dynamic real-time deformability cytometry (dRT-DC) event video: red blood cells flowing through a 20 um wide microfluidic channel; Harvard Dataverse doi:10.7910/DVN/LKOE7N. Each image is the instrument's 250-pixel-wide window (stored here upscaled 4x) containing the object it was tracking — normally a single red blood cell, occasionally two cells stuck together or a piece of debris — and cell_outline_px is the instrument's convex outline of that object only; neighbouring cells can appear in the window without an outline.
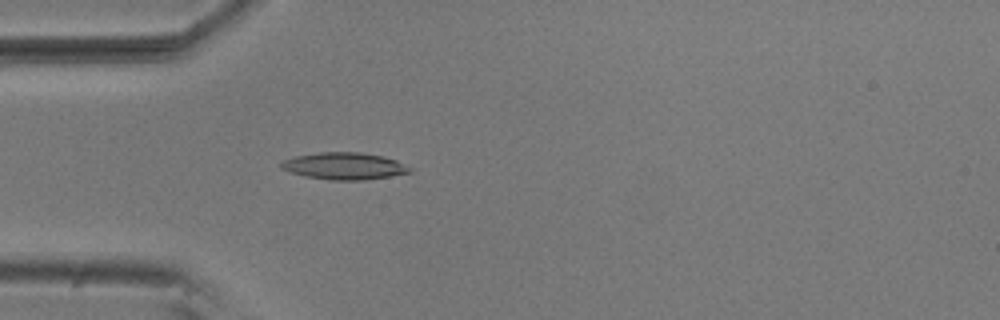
{"species": "common noctule bat (a hibernating species)", "species_latin": "Nyctalus noctula", "temperature_condition": "room temperature", "stored_images_in_passage": 32, "camera_frame_rate_fps": 3000, "um_per_image_px": 0.085, "animal": {"sex": "male", "body_mass_g": 20.5, "forearm_length_mm": 52.5}, "frame": {"image": 1, "passage_image": 1, "time_ms": 0.0, "image_size_px": [1000, 320], "cell_outline_px": [[412, 172], [364, 180], [332, 180], [304, 176], [288, 172], [280, 168], [280, 164], [284, 160], [296, 156], [320, 152], [360, 152], [384, 156], [396, 160], [412, 168]], "centroid_in_image_um": [29.25, 14.11], "position_along_channel_um": 55.7, "area_um2": 20.23}}
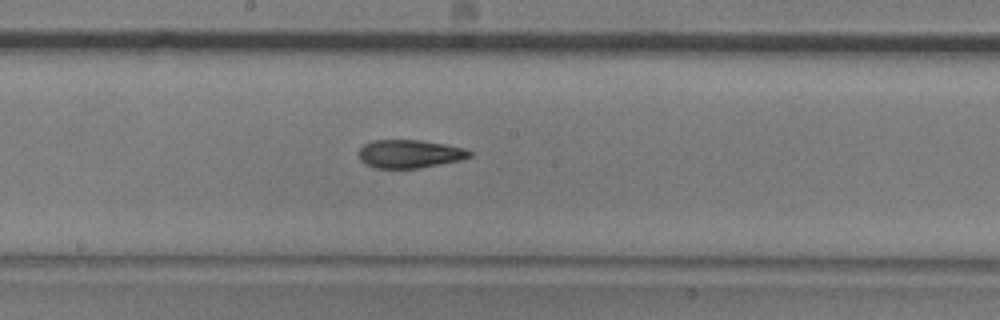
{"frame": {"image": 2, "passage_image": 14, "time_ms": 4.333, "image_size_px": [1000, 320], "cell_outline_px": [[472, 156], [460, 160], [420, 168], [376, 168], [364, 164], [360, 160], [360, 148], [364, 144], [372, 140], [420, 140], [444, 144], [464, 148], [472, 152]], "centroid_in_image_um": [34.81, 13.08], "position_along_channel_um": 213.4, "area_um2": 18.21}}
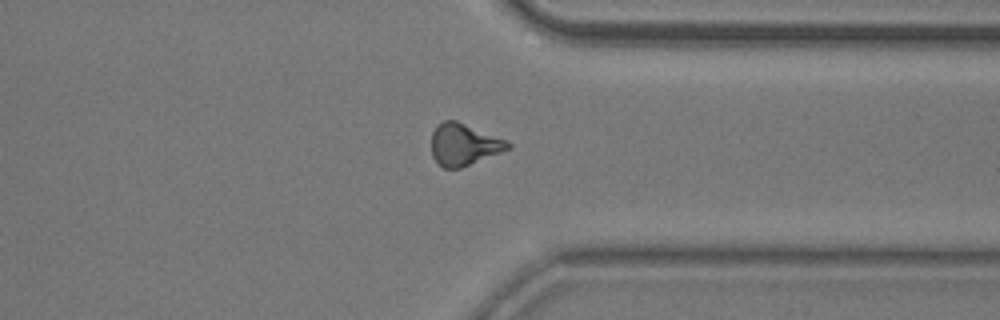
{"frame": {"image": 3, "passage_image": 27, "time_ms": 8.667, "image_size_px": [1000, 320], "cell_outline_px": [[512, 148], [460, 168], [444, 168], [432, 156], [432, 132], [444, 120], [456, 120], [504, 140], [512, 144]], "centroid_in_image_um": [39.42, 12.29], "position_along_channel_um": 372.0, "area_um2": 18.21}, "authors_computed_cell_mechanics": {"area_um2": 18.4093, "velocity_mm_per_s": 3.7287, "shape_relaxation_time_tau1_ms": 7.2955, "shape_relaxation_time_tau2_ms": 3.2026, "deformation_change_tau1": 0.1945, "deformation_change_tau2": 0.1122}}